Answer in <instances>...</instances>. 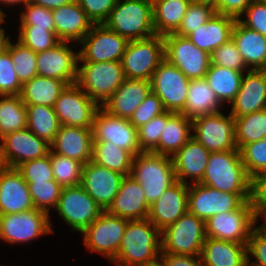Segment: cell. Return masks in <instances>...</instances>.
<instances>
[{"label": "cell", "instance_id": "91938a15", "mask_svg": "<svg viewBox=\"0 0 266 266\" xmlns=\"http://www.w3.org/2000/svg\"><path fill=\"white\" fill-rule=\"evenodd\" d=\"M254 0H219L216 13L235 18H241L243 12Z\"/></svg>", "mask_w": 266, "mask_h": 266}, {"label": "cell", "instance_id": "4dcf8cb0", "mask_svg": "<svg viewBox=\"0 0 266 266\" xmlns=\"http://www.w3.org/2000/svg\"><path fill=\"white\" fill-rule=\"evenodd\" d=\"M200 259L203 266H247V246L206 237Z\"/></svg>", "mask_w": 266, "mask_h": 266}, {"label": "cell", "instance_id": "2644e50d", "mask_svg": "<svg viewBox=\"0 0 266 266\" xmlns=\"http://www.w3.org/2000/svg\"><path fill=\"white\" fill-rule=\"evenodd\" d=\"M266 75V65L264 66V68L262 69Z\"/></svg>", "mask_w": 266, "mask_h": 266}, {"label": "cell", "instance_id": "db71d44e", "mask_svg": "<svg viewBox=\"0 0 266 266\" xmlns=\"http://www.w3.org/2000/svg\"><path fill=\"white\" fill-rule=\"evenodd\" d=\"M163 130V113L138 128V143L143 152L153 151L158 145Z\"/></svg>", "mask_w": 266, "mask_h": 266}, {"label": "cell", "instance_id": "277c9868", "mask_svg": "<svg viewBox=\"0 0 266 266\" xmlns=\"http://www.w3.org/2000/svg\"><path fill=\"white\" fill-rule=\"evenodd\" d=\"M103 24L129 41L149 38L155 35L152 2L118 0Z\"/></svg>", "mask_w": 266, "mask_h": 266}, {"label": "cell", "instance_id": "c3c4849f", "mask_svg": "<svg viewBox=\"0 0 266 266\" xmlns=\"http://www.w3.org/2000/svg\"><path fill=\"white\" fill-rule=\"evenodd\" d=\"M211 64L223 66L236 71L249 70L232 38L223 43L210 54Z\"/></svg>", "mask_w": 266, "mask_h": 266}, {"label": "cell", "instance_id": "8d00e7d4", "mask_svg": "<svg viewBox=\"0 0 266 266\" xmlns=\"http://www.w3.org/2000/svg\"><path fill=\"white\" fill-rule=\"evenodd\" d=\"M243 74L245 73L241 71L210 64L205 79L223 105L226 101L231 103L234 100L240 89Z\"/></svg>", "mask_w": 266, "mask_h": 266}, {"label": "cell", "instance_id": "d6986e66", "mask_svg": "<svg viewBox=\"0 0 266 266\" xmlns=\"http://www.w3.org/2000/svg\"><path fill=\"white\" fill-rule=\"evenodd\" d=\"M188 186V211L207 221L223 212L236 210L244 201L237 195L226 193L200 183Z\"/></svg>", "mask_w": 266, "mask_h": 266}, {"label": "cell", "instance_id": "e575fe53", "mask_svg": "<svg viewBox=\"0 0 266 266\" xmlns=\"http://www.w3.org/2000/svg\"><path fill=\"white\" fill-rule=\"evenodd\" d=\"M67 86L65 81L37 75L22 85L20 97L25 104L54 107Z\"/></svg>", "mask_w": 266, "mask_h": 266}, {"label": "cell", "instance_id": "ffe728a7", "mask_svg": "<svg viewBox=\"0 0 266 266\" xmlns=\"http://www.w3.org/2000/svg\"><path fill=\"white\" fill-rule=\"evenodd\" d=\"M79 52L68 47V42H60L55 47L37 53L36 67L39 76L76 83Z\"/></svg>", "mask_w": 266, "mask_h": 266}, {"label": "cell", "instance_id": "ab89813d", "mask_svg": "<svg viewBox=\"0 0 266 266\" xmlns=\"http://www.w3.org/2000/svg\"><path fill=\"white\" fill-rule=\"evenodd\" d=\"M0 138L27 127L26 106L20 95L0 96Z\"/></svg>", "mask_w": 266, "mask_h": 266}, {"label": "cell", "instance_id": "11a10c76", "mask_svg": "<svg viewBox=\"0 0 266 266\" xmlns=\"http://www.w3.org/2000/svg\"><path fill=\"white\" fill-rule=\"evenodd\" d=\"M247 266H266V228L261 226L253 227L247 241ZM256 260L250 263L249 255Z\"/></svg>", "mask_w": 266, "mask_h": 266}, {"label": "cell", "instance_id": "2e32d148", "mask_svg": "<svg viewBox=\"0 0 266 266\" xmlns=\"http://www.w3.org/2000/svg\"><path fill=\"white\" fill-rule=\"evenodd\" d=\"M0 140V165L4 167L17 168L25 161L45 157L50 150V144L27 127L7 133Z\"/></svg>", "mask_w": 266, "mask_h": 266}, {"label": "cell", "instance_id": "8fae6325", "mask_svg": "<svg viewBox=\"0 0 266 266\" xmlns=\"http://www.w3.org/2000/svg\"><path fill=\"white\" fill-rule=\"evenodd\" d=\"M190 81L180 69L164 59L153 73L151 90L161 99L166 111L182 113Z\"/></svg>", "mask_w": 266, "mask_h": 266}, {"label": "cell", "instance_id": "7402d4cb", "mask_svg": "<svg viewBox=\"0 0 266 266\" xmlns=\"http://www.w3.org/2000/svg\"><path fill=\"white\" fill-rule=\"evenodd\" d=\"M188 184L176 181L152 205L148 219L163 231L188 211Z\"/></svg>", "mask_w": 266, "mask_h": 266}, {"label": "cell", "instance_id": "4316f807", "mask_svg": "<svg viewBox=\"0 0 266 266\" xmlns=\"http://www.w3.org/2000/svg\"><path fill=\"white\" fill-rule=\"evenodd\" d=\"M150 91L151 81L126 78L101 107L113 116L130 119Z\"/></svg>", "mask_w": 266, "mask_h": 266}, {"label": "cell", "instance_id": "9c48e42d", "mask_svg": "<svg viewBox=\"0 0 266 266\" xmlns=\"http://www.w3.org/2000/svg\"><path fill=\"white\" fill-rule=\"evenodd\" d=\"M165 59L190 80L205 78L211 64L210 54L199 49L188 37L169 33L163 36Z\"/></svg>", "mask_w": 266, "mask_h": 266}, {"label": "cell", "instance_id": "6125c7cd", "mask_svg": "<svg viewBox=\"0 0 266 266\" xmlns=\"http://www.w3.org/2000/svg\"><path fill=\"white\" fill-rule=\"evenodd\" d=\"M73 0H29V3L43 6L47 9H55L64 6Z\"/></svg>", "mask_w": 266, "mask_h": 266}, {"label": "cell", "instance_id": "89a4df30", "mask_svg": "<svg viewBox=\"0 0 266 266\" xmlns=\"http://www.w3.org/2000/svg\"><path fill=\"white\" fill-rule=\"evenodd\" d=\"M263 218H264L265 223H262L261 225L266 228V215Z\"/></svg>", "mask_w": 266, "mask_h": 266}, {"label": "cell", "instance_id": "e0dca14e", "mask_svg": "<svg viewBox=\"0 0 266 266\" xmlns=\"http://www.w3.org/2000/svg\"><path fill=\"white\" fill-rule=\"evenodd\" d=\"M100 107L75 83L68 85L59 95L54 111L61 125L92 128Z\"/></svg>", "mask_w": 266, "mask_h": 266}, {"label": "cell", "instance_id": "836d02e7", "mask_svg": "<svg viewBox=\"0 0 266 266\" xmlns=\"http://www.w3.org/2000/svg\"><path fill=\"white\" fill-rule=\"evenodd\" d=\"M223 106L205 78L191 80L182 114L190 119L220 112Z\"/></svg>", "mask_w": 266, "mask_h": 266}, {"label": "cell", "instance_id": "d4e9b609", "mask_svg": "<svg viewBox=\"0 0 266 266\" xmlns=\"http://www.w3.org/2000/svg\"><path fill=\"white\" fill-rule=\"evenodd\" d=\"M149 210L142 186L131 175L122 179L119 191L107 209L109 213L128 220L147 219Z\"/></svg>", "mask_w": 266, "mask_h": 266}, {"label": "cell", "instance_id": "4fadbf2b", "mask_svg": "<svg viewBox=\"0 0 266 266\" xmlns=\"http://www.w3.org/2000/svg\"><path fill=\"white\" fill-rule=\"evenodd\" d=\"M192 135L210 152L238 149L235 140V123L233 116L228 117L217 112L192 119Z\"/></svg>", "mask_w": 266, "mask_h": 266}, {"label": "cell", "instance_id": "b9f144b4", "mask_svg": "<svg viewBox=\"0 0 266 266\" xmlns=\"http://www.w3.org/2000/svg\"><path fill=\"white\" fill-rule=\"evenodd\" d=\"M50 162L54 180L63 187L79 186L82 182L84 163L50 150Z\"/></svg>", "mask_w": 266, "mask_h": 266}, {"label": "cell", "instance_id": "5bb4252c", "mask_svg": "<svg viewBox=\"0 0 266 266\" xmlns=\"http://www.w3.org/2000/svg\"><path fill=\"white\" fill-rule=\"evenodd\" d=\"M129 40L104 24H94L80 42L79 62L121 61Z\"/></svg>", "mask_w": 266, "mask_h": 266}, {"label": "cell", "instance_id": "7a4b0ae2", "mask_svg": "<svg viewBox=\"0 0 266 266\" xmlns=\"http://www.w3.org/2000/svg\"><path fill=\"white\" fill-rule=\"evenodd\" d=\"M161 231L147 218L129 220L116 257V266H139L155 261L161 253Z\"/></svg>", "mask_w": 266, "mask_h": 266}, {"label": "cell", "instance_id": "6da1fadb", "mask_svg": "<svg viewBox=\"0 0 266 266\" xmlns=\"http://www.w3.org/2000/svg\"><path fill=\"white\" fill-rule=\"evenodd\" d=\"M200 184L237 194L243 201L251 200L252 179L245 170L239 149L210 152Z\"/></svg>", "mask_w": 266, "mask_h": 266}, {"label": "cell", "instance_id": "f1b7e54d", "mask_svg": "<svg viewBox=\"0 0 266 266\" xmlns=\"http://www.w3.org/2000/svg\"><path fill=\"white\" fill-rule=\"evenodd\" d=\"M55 33L60 41L79 43L94 25L76 0L52 10Z\"/></svg>", "mask_w": 266, "mask_h": 266}, {"label": "cell", "instance_id": "f546056e", "mask_svg": "<svg viewBox=\"0 0 266 266\" xmlns=\"http://www.w3.org/2000/svg\"><path fill=\"white\" fill-rule=\"evenodd\" d=\"M191 128L192 119L184 114L170 111L164 112L163 130L159 145L152 152L170 157L173 156L192 137L190 134Z\"/></svg>", "mask_w": 266, "mask_h": 266}, {"label": "cell", "instance_id": "7bdbcfd3", "mask_svg": "<svg viewBox=\"0 0 266 266\" xmlns=\"http://www.w3.org/2000/svg\"><path fill=\"white\" fill-rule=\"evenodd\" d=\"M6 50L11 54L13 68L17 72L18 79L22 85L38 75L36 52L19 41L14 44L9 41Z\"/></svg>", "mask_w": 266, "mask_h": 266}, {"label": "cell", "instance_id": "a7ac6f4b", "mask_svg": "<svg viewBox=\"0 0 266 266\" xmlns=\"http://www.w3.org/2000/svg\"><path fill=\"white\" fill-rule=\"evenodd\" d=\"M4 13H3V11L0 9V24L2 23V22H4ZM4 29L3 28H0V32H2Z\"/></svg>", "mask_w": 266, "mask_h": 266}, {"label": "cell", "instance_id": "94428289", "mask_svg": "<svg viewBox=\"0 0 266 266\" xmlns=\"http://www.w3.org/2000/svg\"><path fill=\"white\" fill-rule=\"evenodd\" d=\"M164 266H203L200 256L180 254H159Z\"/></svg>", "mask_w": 266, "mask_h": 266}, {"label": "cell", "instance_id": "03108f58", "mask_svg": "<svg viewBox=\"0 0 266 266\" xmlns=\"http://www.w3.org/2000/svg\"><path fill=\"white\" fill-rule=\"evenodd\" d=\"M0 2H2V4L4 3V5H5V3L7 4V5H10V4H17V3H24L25 5L26 4H28L29 3V0H0Z\"/></svg>", "mask_w": 266, "mask_h": 266}, {"label": "cell", "instance_id": "60d3db41", "mask_svg": "<svg viewBox=\"0 0 266 266\" xmlns=\"http://www.w3.org/2000/svg\"><path fill=\"white\" fill-rule=\"evenodd\" d=\"M237 148L257 142L266 136V109L243 117H233Z\"/></svg>", "mask_w": 266, "mask_h": 266}, {"label": "cell", "instance_id": "f5cc1de1", "mask_svg": "<svg viewBox=\"0 0 266 266\" xmlns=\"http://www.w3.org/2000/svg\"><path fill=\"white\" fill-rule=\"evenodd\" d=\"M25 10V12H21V25H35V28H46V30L55 33V24L51 9L28 3L25 5Z\"/></svg>", "mask_w": 266, "mask_h": 266}, {"label": "cell", "instance_id": "f6af8a7d", "mask_svg": "<svg viewBox=\"0 0 266 266\" xmlns=\"http://www.w3.org/2000/svg\"><path fill=\"white\" fill-rule=\"evenodd\" d=\"M34 207L38 210L49 213V206L54 207L62 191V187L55 181L27 182Z\"/></svg>", "mask_w": 266, "mask_h": 266}, {"label": "cell", "instance_id": "f907efd6", "mask_svg": "<svg viewBox=\"0 0 266 266\" xmlns=\"http://www.w3.org/2000/svg\"><path fill=\"white\" fill-rule=\"evenodd\" d=\"M22 84L13 68L11 54L5 50L0 53V96L20 95Z\"/></svg>", "mask_w": 266, "mask_h": 266}, {"label": "cell", "instance_id": "603a6c76", "mask_svg": "<svg viewBox=\"0 0 266 266\" xmlns=\"http://www.w3.org/2000/svg\"><path fill=\"white\" fill-rule=\"evenodd\" d=\"M29 187L16 168L0 165V215L33 209Z\"/></svg>", "mask_w": 266, "mask_h": 266}, {"label": "cell", "instance_id": "7c38bea8", "mask_svg": "<svg viewBox=\"0 0 266 266\" xmlns=\"http://www.w3.org/2000/svg\"><path fill=\"white\" fill-rule=\"evenodd\" d=\"M53 232L49 213L36 208L0 215V239L10 244L26 243Z\"/></svg>", "mask_w": 266, "mask_h": 266}, {"label": "cell", "instance_id": "bcb514c9", "mask_svg": "<svg viewBox=\"0 0 266 266\" xmlns=\"http://www.w3.org/2000/svg\"><path fill=\"white\" fill-rule=\"evenodd\" d=\"M239 152L251 179L266 171V136L257 142L243 145Z\"/></svg>", "mask_w": 266, "mask_h": 266}, {"label": "cell", "instance_id": "ba28073f", "mask_svg": "<svg viewBox=\"0 0 266 266\" xmlns=\"http://www.w3.org/2000/svg\"><path fill=\"white\" fill-rule=\"evenodd\" d=\"M256 221L251 200L244 201L236 210L218 213L205 221L206 237L247 245Z\"/></svg>", "mask_w": 266, "mask_h": 266}, {"label": "cell", "instance_id": "d590c367", "mask_svg": "<svg viewBox=\"0 0 266 266\" xmlns=\"http://www.w3.org/2000/svg\"><path fill=\"white\" fill-rule=\"evenodd\" d=\"M192 0H155L152 2L155 34L174 33L180 26Z\"/></svg>", "mask_w": 266, "mask_h": 266}, {"label": "cell", "instance_id": "681fc988", "mask_svg": "<svg viewBox=\"0 0 266 266\" xmlns=\"http://www.w3.org/2000/svg\"><path fill=\"white\" fill-rule=\"evenodd\" d=\"M26 182H46L54 180L50 162V150L43 158L25 161L16 168Z\"/></svg>", "mask_w": 266, "mask_h": 266}, {"label": "cell", "instance_id": "816d5d0a", "mask_svg": "<svg viewBox=\"0 0 266 266\" xmlns=\"http://www.w3.org/2000/svg\"><path fill=\"white\" fill-rule=\"evenodd\" d=\"M164 112H166V110L161 99L151 90L144 101L136 108L129 121L138 129Z\"/></svg>", "mask_w": 266, "mask_h": 266}, {"label": "cell", "instance_id": "9f6ffc18", "mask_svg": "<svg viewBox=\"0 0 266 266\" xmlns=\"http://www.w3.org/2000/svg\"><path fill=\"white\" fill-rule=\"evenodd\" d=\"M247 20L238 19L245 27L266 36V0H254L243 12Z\"/></svg>", "mask_w": 266, "mask_h": 266}, {"label": "cell", "instance_id": "f35d334b", "mask_svg": "<svg viewBox=\"0 0 266 266\" xmlns=\"http://www.w3.org/2000/svg\"><path fill=\"white\" fill-rule=\"evenodd\" d=\"M133 156L126 150L119 148L109 141L92 142L91 161L110 170L119 172L124 176L131 174Z\"/></svg>", "mask_w": 266, "mask_h": 266}, {"label": "cell", "instance_id": "8992f818", "mask_svg": "<svg viewBox=\"0 0 266 266\" xmlns=\"http://www.w3.org/2000/svg\"><path fill=\"white\" fill-rule=\"evenodd\" d=\"M161 252L200 256L206 239L205 221L187 211L161 231Z\"/></svg>", "mask_w": 266, "mask_h": 266}, {"label": "cell", "instance_id": "cb8c5ba5", "mask_svg": "<svg viewBox=\"0 0 266 266\" xmlns=\"http://www.w3.org/2000/svg\"><path fill=\"white\" fill-rule=\"evenodd\" d=\"M229 112L233 117H243L266 109V75L263 70H247Z\"/></svg>", "mask_w": 266, "mask_h": 266}, {"label": "cell", "instance_id": "003e7915", "mask_svg": "<svg viewBox=\"0 0 266 266\" xmlns=\"http://www.w3.org/2000/svg\"><path fill=\"white\" fill-rule=\"evenodd\" d=\"M139 266H164L161 258H157L155 261H152L150 263H146V264H142V265H139Z\"/></svg>", "mask_w": 266, "mask_h": 266}, {"label": "cell", "instance_id": "d6a6232c", "mask_svg": "<svg viewBox=\"0 0 266 266\" xmlns=\"http://www.w3.org/2000/svg\"><path fill=\"white\" fill-rule=\"evenodd\" d=\"M236 19L215 13L205 24L201 25L187 37L201 50L211 54L226 43L232 34Z\"/></svg>", "mask_w": 266, "mask_h": 266}, {"label": "cell", "instance_id": "52a82bcc", "mask_svg": "<svg viewBox=\"0 0 266 266\" xmlns=\"http://www.w3.org/2000/svg\"><path fill=\"white\" fill-rule=\"evenodd\" d=\"M164 59L162 35L130 40L121 60L125 78L151 81L154 71Z\"/></svg>", "mask_w": 266, "mask_h": 266}, {"label": "cell", "instance_id": "5b68a950", "mask_svg": "<svg viewBox=\"0 0 266 266\" xmlns=\"http://www.w3.org/2000/svg\"><path fill=\"white\" fill-rule=\"evenodd\" d=\"M76 84L102 106L126 79L121 61L82 62ZM101 102V104H99Z\"/></svg>", "mask_w": 266, "mask_h": 266}, {"label": "cell", "instance_id": "3957f363", "mask_svg": "<svg viewBox=\"0 0 266 266\" xmlns=\"http://www.w3.org/2000/svg\"><path fill=\"white\" fill-rule=\"evenodd\" d=\"M130 175L142 186L149 205L176 182L172 158L152 151L133 157Z\"/></svg>", "mask_w": 266, "mask_h": 266}, {"label": "cell", "instance_id": "1f68e13d", "mask_svg": "<svg viewBox=\"0 0 266 266\" xmlns=\"http://www.w3.org/2000/svg\"><path fill=\"white\" fill-rule=\"evenodd\" d=\"M231 38L235 42L238 51L247 68L252 70H262L266 65V36L251 30L235 21Z\"/></svg>", "mask_w": 266, "mask_h": 266}, {"label": "cell", "instance_id": "be15d7a7", "mask_svg": "<svg viewBox=\"0 0 266 266\" xmlns=\"http://www.w3.org/2000/svg\"><path fill=\"white\" fill-rule=\"evenodd\" d=\"M10 37L5 36V31L0 32V53L4 52L7 49Z\"/></svg>", "mask_w": 266, "mask_h": 266}, {"label": "cell", "instance_id": "7dc6e473", "mask_svg": "<svg viewBox=\"0 0 266 266\" xmlns=\"http://www.w3.org/2000/svg\"><path fill=\"white\" fill-rule=\"evenodd\" d=\"M215 13L213 7L191 1L179 28L174 33L187 37L195 29L205 24Z\"/></svg>", "mask_w": 266, "mask_h": 266}, {"label": "cell", "instance_id": "680465c9", "mask_svg": "<svg viewBox=\"0 0 266 266\" xmlns=\"http://www.w3.org/2000/svg\"><path fill=\"white\" fill-rule=\"evenodd\" d=\"M251 202L257 220L266 215V171L252 179Z\"/></svg>", "mask_w": 266, "mask_h": 266}, {"label": "cell", "instance_id": "ee69618b", "mask_svg": "<svg viewBox=\"0 0 266 266\" xmlns=\"http://www.w3.org/2000/svg\"><path fill=\"white\" fill-rule=\"evenodd\" d=\"M18 41L36 53L51 49L61 42L56 33L46 28H35V25H20Z\"/></svg>", "mask_w": 266, "mask_h": 266}, {"label": "cell", "instance_id": "ac0fdd59", "mask_svg": "<svg viewBox=\"0 0 266 266\" xmlns=\"http://www.w3.org/2000/svg\"><path fill=\"white\" fill-rule=\"evenodd\" d=\"M93 141H109L115 143L135 157L140 152L138 129L129 119L116 117L100 107L92 124Z\"/></svg>", "mask_w": 266, "mask_h": 266}, {"label": "cell", "instance_id": "44dd1931", "mask_svg": "<svg viewBox=\"0 0 266 266\" xmlns=\"http://www.w3.org/2000/svg\"><path fill=\"white\" fill-rule=\"evenodd\" d=\"M124 177L123 174L90 160L84 164L81 186L103 210H107Z\"/></svg>", "mask_w": 266, "mask_h": 266}, {"label": "cell", "instance_id": "30bf717a", "mask_svg": "<svg viewBox=\"0 0 266 266\" xmlns=\"http://www.w3.org/2000/svg\"><path fill=\"white\" fill-rule=\"evenodd\" d=\"M128 221L103 210L82 232L85 246L91 252L107 257L111 262L118 253Z\"/></svg>", "mask_w": 266, "mask_h": 266}, {"label": "cell", "instance_id": "9a60e30c", "mask_svg": "<svg viewBox=\"0 0 266 266\" xmlns=\"http://www.w3.org/2000/svg\"><path fill=\"white\" fill-rule=\"evenodd\" d=\"M56 210L73 231L77 230L80 233L103 211L81 185L63 187Z\"/></svg>", "mask_w": 266, "mask_h": 266}, {"label": "cell", "instance_id": "484cf974", "mask_svg": "<svg viewBox=\"0 0 266 266\" xmlns=\"http://www.w3.org/2000/svg\"><path fill=\"white\" fill-rule=\"evenodd\" d=\"M209 157L210 151L192 136L178 152L171 156L176 181L187 184L185 177H190L193 184L200 183Z\"/></svg>", "mask_w": 266, "mask_h": 266}, {"label": "cell", "instance_id": "e7e4bbea", "mask_svg": "<svg viewBox=\"0 0 266 266\" xmlns=\"http://www.w3.org/2000/svg\"><path fill=\"white\" fill-rule=\"evenodd\" d=\"M192 1L209 5V6L213 7L214 9L217 8L218 3H219V0H192Z\"/></svg>", "mask_w": 266, "mask_h": 266}, {"label": "cell", "instance_id": "83f0119b", "mask_svg": "<svg viewBox=\"0 0 266 266\" xmlns=\"http://www.w3.org/2000/svg\"><path fill=\"white\" fill-rule=\"evenodd\" d=\"M92 128L61 125L50 150L84 164L92 158Z\"/></svg>", "mask_w": 266, "mask_h": 266}, {"label": "cell", "instance_id": "6f0895ef", "mask_svg": "<svg viewBox=\"0 0 266 266\" xmlns=\"http://www.w3.org/2000/svg\"><path fill=\"white\" fill-rule=\"evenodd\" d=\"M93 24H103L118 0H76Z\"/></svg>", "mask_w": 266, "mask_h": 266}, {"label": "cell", "instance_id": "74e56055", "mask_svg": "<svg viewBox=\"0 0 266 266\" xmlns=\"http://www.w3.org/2000/svg\"><path fill=\"white\" fill-rule=\"evenodd\" d=\"M25 106L27 128L51 144L61 127L54 107L35 104H25Z\"/></svg>", "mask_w": 266, "mask_h": 266}]
</instances>
